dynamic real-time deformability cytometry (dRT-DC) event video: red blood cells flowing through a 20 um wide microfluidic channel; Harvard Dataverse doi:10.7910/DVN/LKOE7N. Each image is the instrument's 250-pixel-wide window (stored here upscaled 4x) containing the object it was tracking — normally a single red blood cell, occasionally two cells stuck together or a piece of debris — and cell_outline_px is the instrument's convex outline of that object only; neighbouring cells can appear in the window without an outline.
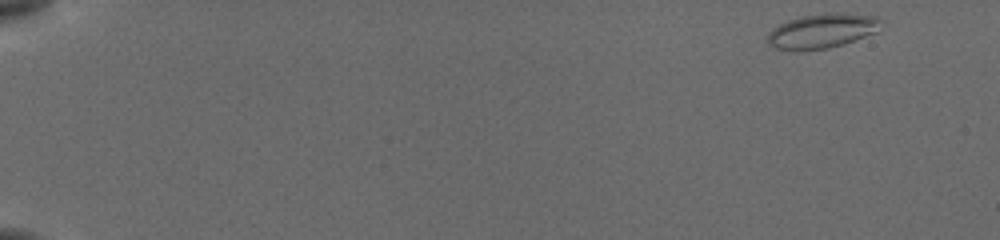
{"species": "common noctule bat (a hibernating species)", "species_latin": "Nyctalus noctula", "temperature_condition": "cold", "stored_images_in_passage": 52, "camera_frame_rate_fps": 3000, "um_per_image_px": 0.085, "animal": {"sex": "female", "body_mass_g": 19.5, "forearm_length_mm": 54.1}, "frame": {"image": 1, "passage_image": 1, "time_ms": 0.0, "image_size_px": [1000, 240], "cell_outline_px": [[880, 32], [844, 44], [828, 48], [796, 52], [792, 52], [776, 48], [768, 44], [768, 32], [772, 28], [788, 20], [800, 16], [824, 12], [840, 12], [880, 16]], "centroid_in_image_um": [69.9, 2.63], "position_along_channel_um": 15.1, "area_um2": 23.64}}
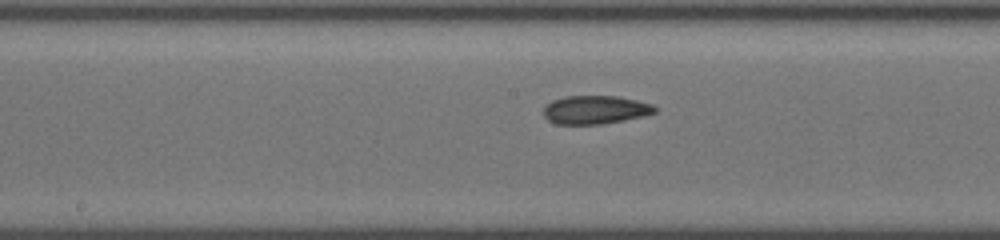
{"frame": {"image": 2, "passage_image": 28, "time_ms": 9.0, "image_size_px": [1000, 240], "cell_outline_px": [[656, 112], [644, 116], [624, 120], [600, 124], [556, 124], [548, 120], [544, 116], [544, 104], [552, 100], [564, 96], [620, 96], [652, 104], [656, 108]], "centroid_in_image_um": [50.58, 9.32], "position_along_channel_um": 197.6, "area_um2": 18.55}}
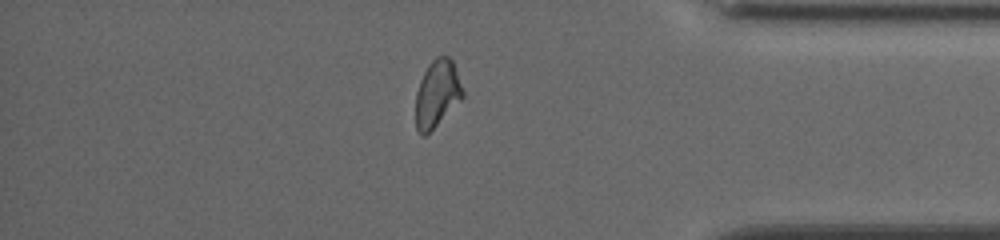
{"frame": {"image": 3, "passage_image": 45, "time_ms": 14.667, "image_size_px": [1000, 240], "cell_outline_px": [[464, 96], [424, 136], [420, 136], [416, 128], [416, 92], [420, 80], [428, 64], [436, 56], [448, 56], [452, 60], [464, 92]], "centroid_in_image_um": [37.13, 7.93], "position_along_channel_um": 398.1, "area_um2": 18.03}, "authors_computed_cell_mechanics": {"area_um2": 18.9873, "velocity_mm_per_s": 3.8563, "shape_relaxation_time_tau1_ms": null, "shape_relaxation_time_tau2_ms": 2.6455, "deformation_change_tau1": null, "deformation_change_tau2": 0.0756}}